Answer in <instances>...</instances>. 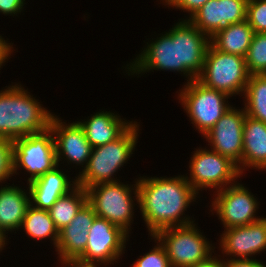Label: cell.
Segmentation results:
<instances>
[{"label":"cell","instance_id":"cell-1","mask_svg":"<svg viewBox=\"0 0 266 267\" xmlns=\"http://www.w3.org/2000/svg\"><path fill=\"white\" fill-rule=\"evenodd\" d=\"M210 39L189 20L177 23L168 33L147 45L139 57L130 64L132 73L152 69L183 72L189 80H196L201 73Z\"/></svg>","mask_w":266,"mask_h":267},{"label":"cell","instance_id":"cell-2","mask_svg":"<svg viewBox=\"0 0 266 267\" xmlns=\"http://www.w3.org/2000/svg\"><path fill=\"white\" fill-rule=\"evenodd\" d=\"M134 189L138 207L151 236L167 227L194 223L189 217L181 219L198 194L186 177H142L137 180Z\"/></svg>","mask_w":266,"mask_h":267},{"label":"cell","instance_id":"cell-3","mask_svg":"<svg viewBox=\"0 0 266 267\" xmlns=\"http://www.w3.org/2000/svg\"><path fill=\"white\" fill-rule=\"evenodd\" d=\"M21 85L0 91V138L15 140L50 127L54 116Z\"/></svg>","mask_w":266,"mask_h":267},{"label":"cell","instance_id":"cell-4","mask_svg":"<svg viewBox=\"0 0 266 267\" xmlns=\"http://www.w3.org/2000/svg\"><path fill=\"white\" fill-rule=\"evenodd\" d=\"M138 126L134 122L115 141L92 148L86 167L76 177L77 185L87 189L96 184L118 181L111 177L133 154L138 139Z\"/></svg>","mask_w":266,"mask_h":267},{"label":"cell","instance_id":"cell-5","mask_svg":"<svg viewBox=\"0 0 266 267\" xmlns=\"http://www.w3.org/2000/svg\"><path fill=\"white\" fill-rule=\"evenodd\" d=\"M249 76L245 57L222 52L210 43L196 80L205 87L233 96L241 92L244 94Z\"/></svg>","mask_w":266,"mask_h":267},{"label":"cell","instance_id":"cell-6","mask_svg":"<svg viewBox=\"0 0 266 267\" xmlns=\"http://www.w3.org/2000/svg\"><path fill=\"white\" fill-rule=\"evenodd\" d=\"M197 229L190 223L161 229L152 236L165 247L171 267H190L211 257L213 246Z\"/></svg>","mask_w":266,"mask_h":267},{"label":"cell","instance_id":"cell-7","mask_svg":"<svg viewBox=\"0 0 266 267\" xmlns=\"http://www.w3.org/2000/svg\"><path fill=\"white\" fill-rule=\"evenodd\" d=\"M184 86L179 94V99L194 126L205 135L231 108L225 102L230 96L224 92L205 87L197 80L187 82Z\"/></svg>","mask_w":266,"mask_h":267},{"label":"cell","instance_id":"cell-8","mask_svg":"<svg viewBox=\"0 0 266 267\" xmlns=\"http://www.w3.org/2000/svg\"><path fill=\"white\" fill-rule=\"evenodd\" d=\"M12 142L13 173H16L20 166L26 169L31 174L29 183L58 165L55 140L50 127Z\"/></svg>","mask_w":266,"mask_h":267},{"label":"cell","instance_id":"cell-9","mask_svg":"<svg viewBox=\"0 0 266 267\" xmlns=\"http://www.w3.org/2000/svg\"><path fill=\"white\" fill-rule=\"evenodd\" d=\"M88 202L93 206L97 217L121 227L129 234L132 220L133 200L128 184L118 181L100 183L86 189Z\"/></svg>","mask_w":266,"mask_h":267},{"label":"cell","instance_id":"cell-10","mask_svg":"<svg viewBox=\"0 0 266 267\" xmlns=\"http://www.w3.org/2000/svg\"><path fill=\"white\" fill-rule=\"evenodd\" d=\"M190 161L191 178L186 180L197 193L208 187L224 189L242 175L236 163L214 150L198 149Z\"/></svg>","mask_w":266,"mask_h":267},{"label":"cell","instance_id":"cell-11","mask_svg":"<svg viewBox=\"0 0 266 267\" xmlns=\"http://www.w3.org/2000/svg\"><path fill=\"white\" fill-rule=\"evenodd\" d=\"M231 184L218 190L212 203L213 210L216 211L224 228L245 226L261 220L262 217L255 216L258 207L255 197L242 184Z\"/></svg>","mask_w":266,"mask_h":267},{"label":"cell","instance_id":"cell-12","mask_svg":"<svg viewBox=\"0 0 266 267\" xmlns=\"http://www.w3.org/2000/svg\"><path fill=\"white\" fill-rule=\"evenodd\" d=\"M246 113L243 109L229 108L217 123L205 133L204 137L211 143V150L230 158L242 169L243 125ZM240 164V165H239Z\"/></svg>","mask_w":266,"mask_h":267},{"label":"cell","instance_id":"cell-13","mask_svg":"<svg viewBox=\"0 0 266 267\" xmlns=\"http://www.w3.org/2000/svg\"><path fill=\"white\" fill-rule=\"evenodd\" d=\"M128 233L106 219L96 217L89 229L87 246L79 258L86 262L112 263L121 256Z\"/></svg>","mask_w":266,"mask_h":267},{"label":"cell","instance_id":"cell-14","mask_svg":"<svg viewBox=\"0 0 266 267\" xmlns=\"http://www.w3.org/2000/svg\"><path fill=\"white\" fill-rule=\"evenodd\" d=\"M61 121L56 116H53L50 122V128L53 136H55L57 164L59 165L58 162H60V159H63L62 155L69 162L77 165H84L85 163L86 167L93 147L88 142L85 131L78 122L67 125Z\"/></svg>","mask_w":266,"mask_h":267},{"label":"cell","instance_id":"cell-15","mask_svg":"<svg viewBox=\"0 0 266 267\" xmlns=\"http://www.w3.org/2000/svg\"><path fill=\"white\" fill-rule=\"evenodd\" d=\"M219 244L225 254L240 259H248L266 249V218L254 223L228 228Z\"/></svg>","mask_w":266,"mask_h":267},{"label":"cell","instance_id":"cell-16","mask_svg":"<svg viewBox=\"0 0 266 267\" xmlns=\"http://www.w3.org/2000/svg\"><path fill=\"white\" fill-rule=\"evenodd\" d=\"M96 217L93 206L87 201L72 221L59 230L56 250L60 260L79 259L84 254L89 229Z\"/></svg>","mask_w":266,"mask_h":267},{"label":"cell","instance_id":"cell-17","mask_svg":"<svg viewBox=\"0 0 266 267\" xmlns=\"http://www.w3.org/2000/svg\"><path fill=\"white\" fill-rule=\"evenodd\" d=\"M57 168L58 165L28 184L33 207L49 210L59 197L67 194L77 185L76 181H72L71 184L67 176Z\"/></svg>","mask_w":266,"mask_h":267},{"label":"cell","instance_id":"cell-18","mask_svg":"<svg viewBox=\"0 0 266 267\" xmlns=\"http://www.w3.org/2000/svg\"><path fill=\"white\" fill-rule=\"evenodd\" d=\"M78 124L85 131L90 145L95 148L115 141L133 122H125L114 113L102 111L94 114L85 122L78 121Z\"/></svg>","mask_w":266,"mask_h":267},{"label":"cell","instance_id":"cell-19","mask_svg":"<svg viewBox=\"0 0 266 267\" xmlns=\"http://www.w3.org/2000/svg\"><path fill=\"white\" fill-rule=\"evenodd\" d=\"M21 188L8 186L0 188V233L6 238L5 231L21 228L30 197Z\"/></svg>","mask_w":266,"mask_h":267},{"label":"cell","instance_id":"cell-20","mask_svg":"<svg viewBox=\"0 0 266 267\" xmlns=\"http://www.w3.org/2000/svg\"><path fill=\"white\" fill-rule=\"evenodd\" d=\"M242 167L266 169V123L245 117L243 125Z\"/></svg>","mask_w":266,"mask_h":267},{"label":"cell","instance_id":"cell-21","mask_svg":"<svg viewBox=\"0 0 266 267\" xmlns=\"http://www.w3.org/2000/svg\"><path fill=\"white\" fill-rule=\"evenodd\" d=\"M253 36L254 30L247 20H244L225 26L209 40L216 49L222 52L246 57Z\"/></svg>","mask_w":266,"mask_h":267},{"label":"cell","instance_id":"cell-22","mask_svg":"<svg viewBox=\"0 0 266 267\" xmlns=\"http://www.w3.org/2000/svg\"><path fill=\"white\" fill-rule=\"evenodd\" d=\"M87 201V190L79 185H75L71 191L59 197L48 210L55 227L61 230L68 225Z\"/></svg>","mask_w":266,"mask_h":267},{"label":"cell","instance_id":"cell-23","mask_svg":"<svg viewBox=\"0 0 266 267\" xmlns=\"http://www.w3.org/2000/svg\"><path fill=\"white\" fill-rule=\"evenodd\" d=\"M31 238L44 239L51 237L55 247L59 238V230L55 227L48 210L37 209L30 205L27 208L22 226Z\"/></svg>","mask_w":266,"mask_h":267},{"label":"cell","instance_id":"cell-24","mask_svg":"<svg viewBox=\"0 0 266 267\" xmlns=\"http://www.w3.org/2000/svg\"><path fill=\"white\" fill-rule=\"evenodd\" d=\"M244 96L246 115L266 123V74L250 75Z\"/></svg>","mask_w":266,"mask_h":267},{"label":"cell","instance_id":"cell-25","mask_svg":"<svg viewBox=\"0 0 266 267\" xmlns=\"http://www.w3.org/2000/svg\"><path fill=\"white\" fill-rule=\"evenodd\" d=\"M200 31L211 38L221 30V11L219 0H208L188 19Z\"/></svg>","mask_w":266,"mask_h":267},{"label":"cell","instance_id":"cell-26","mask_svg":"<svg viewBox=\"0 0 266 267\" xmlns=\"http://www.w3.org/2000/svg\"><path fill=\"white\" fill-rule=\"evenodd\" d=\"M245 61L250 75L266 74V33H254Z\"/></svg>","mask_w":266,"mask_h":267},{"label":"cell","instance_id":"cell-27","mask_svg":"<svg viewBox=\"0 0 266 267\" xmlns=\"http://www.w3.org/2000/svg\"><path fill=\"white\" fill-rule=\"evenodd\" d=\"M247 2L248 0H219L221 29L246 20Z\"/></svg>","mask_w":266,"mask_h":267},{"label":"cell","instance_id":"cell-28","mask_svg":"<svg viewBox=\"0 0 266 267\" xmlns=\"http://www.w3.org/2000/svg\"><path fill=\"white\" fill-rule=\"evenodd\" d=\"M246 20L254 33H266V0H248Z\"/></svg>","mask_w":266,"mask_h":267},{"label":"cell","instance_id":"cell-29","mask_svg":"<svg viewBox=\"0 0 266 267\" xmlns=\"http://www.w3.org/2000/svg\"><path fill=\"white\" fill-rule=\"evenodd\" d=\"M157 241L158 245L137 259L133 267H171L165 247Z\"/></svg>","mask_w":266,"mask_h":267},{"label":"cell","instance_id":"cell-30","mask_svg":"<svg viewBox=\"0 0 266 267\" xmlns=\"http://www.w3.org/2000/svg\"><path fill=\"white\" fill-rule=\"evenodd\" d=\"M13 175V142L0 138V182Z\"/></svg>","mask_w":266,"mask_h":267},{"label":"cell","instance_id":"cell-31","mask_svg":"<svg viewBox=\"0 0 266 267\" xmlns=\"http://www.w3.org/2000/svg\"><path fill=\"white\" fill-rule=\"evenodd\" d=\"M167 5L190 12L192 17L208 0H163Z\"/></svg>","mask_w":266,"mask_h":267},{"label":"cell","instance_id":"cell-32","mask_svg":"<svg viewBox=\"0 0 266 267\" xmlns=\"http://www.w3.org/2000/svg\"><path fill=\"white\" fill-rule=\"evenodd\" d=\"M25 0H0V12L15 15L21 12Z\"/></svg>","mask_w":266,"mask_h":267},{"label":"cell","instance_id":"cell-33","mask_svg":"<svg viewBox=\"0 0 266 267\" xmlns=\"http://www.w3.org/2000/svg\"><path fill=\"white\" fill-rule=\"evenodd\" d=\"M224 267H266L263 262H258L256 259H240L231 258L225 262L223 261Z\"/></svg>","mask_w":266,"mask_h":267},{"label":"cell","instance_id":"cell-34","mask_svg":"<svg viewBox=\"0 0 266 267\" xmlns=\"http://www.w3.org/2000/svg\"><path fill=\"white\" fill-rule=\"evenodd\" d=\"M12 46L10 43H7L1 36H0V68L5 60L8 58L9 54L12 52Z\"/></svg>","mask_w":266,"mask_h":267},{"label":"cell","instance_id":"cell-35","mask_svg":"<svg viewBox=\"0 0 266 267\" xmlns=\"http://www.w3.org/2000/svg\"><path fill=\"white\" fill-rule=\"evenodd\" d=\"M61 263L67 267H96L98 265L97 263L86 262L81 259H65L61 260Z\"/></svg>","mask_w":266,"mask_h":267},{"label":"cell","instance_id":"cell-36","mask_svg":"<svg viewBox=\"0 0 266 267\" xmlns=\"http://www.w3.org/2000/svg\"><path fill=\"white\" fill-rule=\"evenodd\" d=\"M190 267H224L223 260H219L216 257L211 256L209 259L202 263L195 264Z\"/></svg>","mask_w":266,"mask_h":267},{"label":"cell","instance_id":"cell-37","mask_svg":"<svg viewBox=\"0 0 266 267\" xmlns=\"http://www.w3.org/2000/svg\"><path fill=\"white\" fill-rule=\"evenodd\" d=\"M5 240L6 238L0 233V249L5 246Z\"/></svg>","mask_w":266,"mask_h":267}]
</instances>
